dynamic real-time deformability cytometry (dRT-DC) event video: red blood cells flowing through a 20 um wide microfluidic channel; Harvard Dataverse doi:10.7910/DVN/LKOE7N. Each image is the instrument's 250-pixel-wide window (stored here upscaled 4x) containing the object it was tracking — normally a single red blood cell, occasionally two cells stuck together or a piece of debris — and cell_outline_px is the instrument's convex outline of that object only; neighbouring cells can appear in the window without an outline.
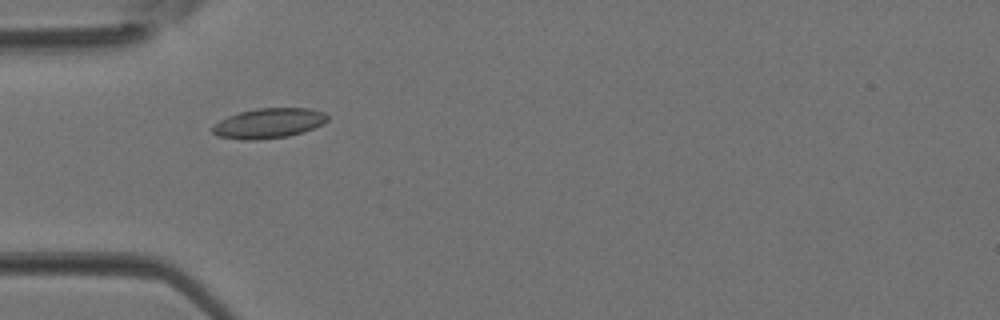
{"species": "Egyptian fruit bat (a non-hibernating species)", "species_latin": "Rousettus aegyptiacus", "temperature_condition": "room temperature", "stored_images_in_passage": 4, "camera_frame_rate_fps": 3000, "um_per_image_px": 0.085, "animal": {"sex": "female"}, "frame": {"image": 1, "passage_image": 3, "time_ms": 0.667, "image_size_px": [1000, 320], "cell_outline_px": [[328, 120], [324, 124], [304, 132], [288, 136], [256, 140], [240, 140], [216, 136], [212, 132], [212, 128], [220, 120], [228, 116], [240, 112], [256, 108], [308, 108], [324, 112], [328, 116]], "centroid_in_image_um": [22.85, 10.48], "position_along_channel_um": 62.1, "area_um2": 20.23}}
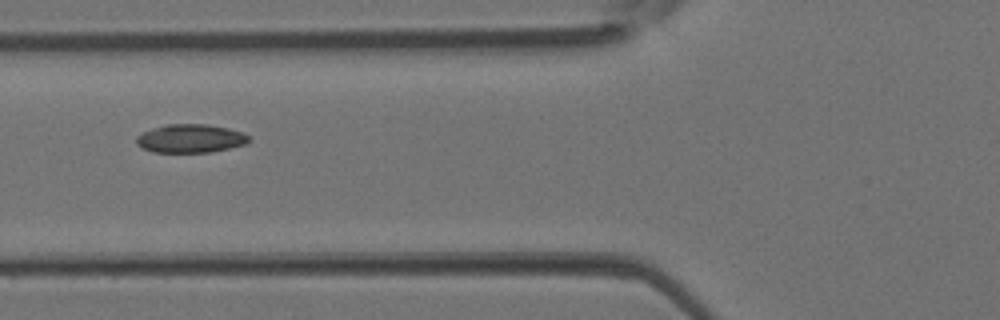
{"frame": {"image": 2, "passage_image": 4, "time_ms": 1.0, "image_size_px": [1000, 320], "cell_outline_px": [[252, 140], [244, 144], [212, 152], [152, 152], [136, 144], [136, 136], [152, 128], [168, 124], [208, 124], [228, 128], [240, 132], [248, 136]], "centroid_in_image_um": [16.18, 11.77], "position_along_channel_um": 109.6, "area_um2": 18.55}}